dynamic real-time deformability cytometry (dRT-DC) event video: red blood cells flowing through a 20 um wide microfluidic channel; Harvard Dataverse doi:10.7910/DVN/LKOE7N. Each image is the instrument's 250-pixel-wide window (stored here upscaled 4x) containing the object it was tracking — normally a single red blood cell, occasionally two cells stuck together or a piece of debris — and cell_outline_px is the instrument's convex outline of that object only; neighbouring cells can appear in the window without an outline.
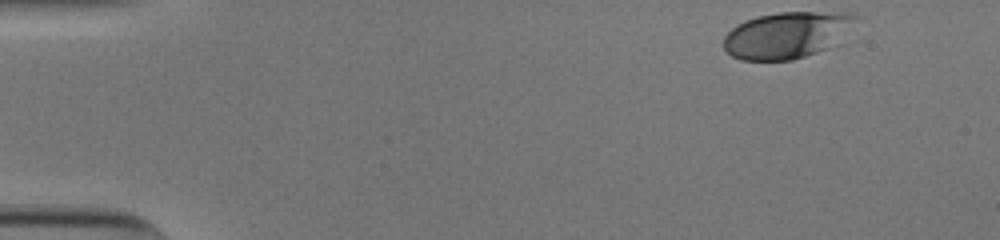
{"species": "human", "species_latin": "Homo sapiens", "temperature_condition": "cold", "stored_images_in_passage": 40, "camera_frame_rate_fps": 3000, "um_per_image_px": 0.085, "donor": {"sex": "male"}, "frame": {"image": 1, "passage_image": 1, "time_ms": 0.0, "image_size_px": [1000, 240], "cell_outline_px": [[856, 16], [828, 48], [792, 60], [740, 60], [732, 56], [724, 48], [724, 36], [736, 24], [744, 20], [756, 16], [780, 12], [852, 12]], "centroid_in_image_um": [66.75, 2.97], "position_along_channel_um": 18.3, "area_um2": 34.91}}
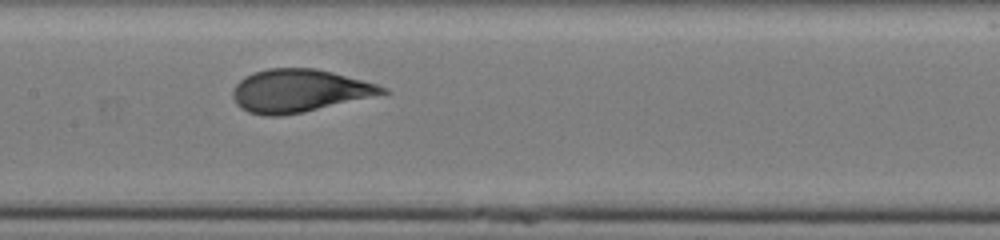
{"frame": {"image": 2, "passage_image": 23, "time_ms": 7.333, "image_size_px": [1000, 240], "cell_outline_px": [[392, 92], [304, 112], [280, 116], [264, 116], [248, 112], [240, 108], [236, 104], [232, 96], [232, 88], [244, 76], [252, 72], [268, 68], [316, 68], [332, 72], [376, 84], [388, 88]], "centroid_in_image_um": [25.39, 7.72], "position_along_channel_um": 182.0, "area_um2": 37.51}}
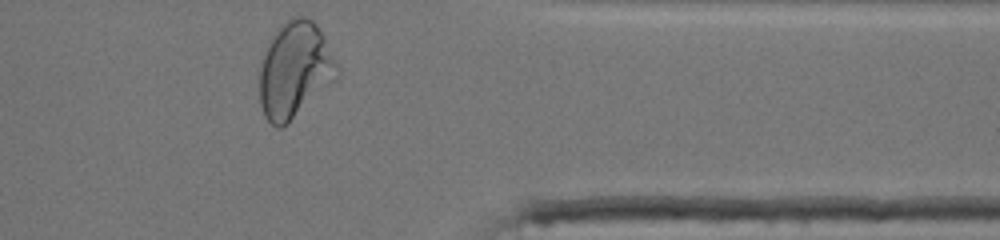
{"frame": {"image": 3, "passage_image": 40, "time_ms": 13.0, "image_size_px": [1000, 240], "cell_outline_px": [[340, 72], [336, 80], [288, 124], [280, 128], [276, 128], [264, 116], [260, 104], [260, 68], [268, 44], [276, 28], [292, 16], [308, 16], [316, 24], [324, 36], [340, 68]], "centroid_in_image_um": [25.08, 5.95], "position_along_channel_um": 386.3, "area_um2": 43.7}, "authors_computed_cell_mechanics": {"area_um2": 36.9342, "velocity_mm_per_s": 3.8081, "shape_relaxation_time_tau1_ms": 4.3866, "shape_relaxation_time_tau2_ms": null, "deformation_change_tau1": 0.1827, "deformation_change_tau2": null}}